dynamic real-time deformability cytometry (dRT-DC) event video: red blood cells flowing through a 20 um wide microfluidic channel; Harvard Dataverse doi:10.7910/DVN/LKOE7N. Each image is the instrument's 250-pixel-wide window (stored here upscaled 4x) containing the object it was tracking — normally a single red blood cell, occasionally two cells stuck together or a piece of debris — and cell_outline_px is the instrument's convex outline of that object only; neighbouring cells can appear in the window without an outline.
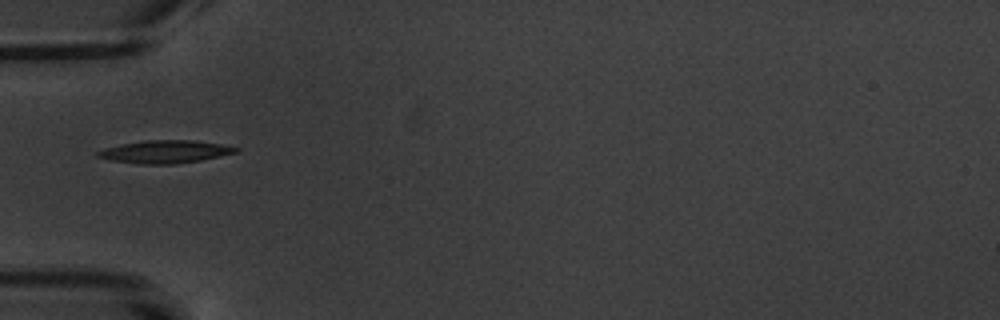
{"species": "common noctule bat (a hibernating species)", "species_latin": "Nyctalus noctula", "temperature_condition": "warm", "stored_images_in_passage": 4, "camera_frame_rate_fps": 3000, "um_per_image_px": 0.085, "animal": {"sex": "male", "body_mass_g": 20.1, "forearm_length_mm": 53.5}, "frame": {"image": 1, "passage_image": 1, "time_ms": 0.0, "image_size_px": [1000, 320], "cell_outline_px": [[240, 148], [236, 152], [200, 160], [172, 164], [140, 164], [108, 160], [96, 156], [96, 152], [104, 148], [120, 144], [144, 140], [192, 140], [220, 144]], "centroid_in_image_um": [13.96, 12.89], "position_along_channel_um": 71.0, "area_um2": 18.21}}
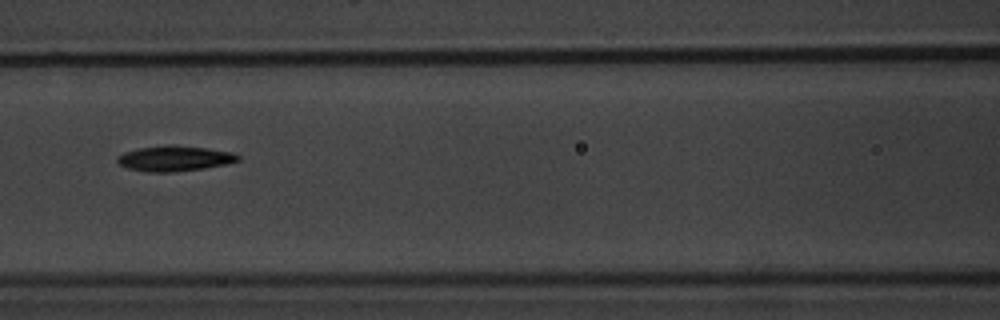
{"frame": {"image": 2, "passage_image": 3, "time_ms": 2.333, "image_size_px": [1000, 320], "cell_outline_px": [[240, 160], [228, 164], [204, 168], [172, 172], [148, 172], [128, 168], [120, 164], [116, 160], [116, 156], [124, 152], [136, 148], [168, 144], [172, 144], [208, 148], [232, 152], [240, 156]], "centroid_in_image_um": [14.84, 13.45], "position_along_channel_um": 151.8, "area_um2": 18.09}}